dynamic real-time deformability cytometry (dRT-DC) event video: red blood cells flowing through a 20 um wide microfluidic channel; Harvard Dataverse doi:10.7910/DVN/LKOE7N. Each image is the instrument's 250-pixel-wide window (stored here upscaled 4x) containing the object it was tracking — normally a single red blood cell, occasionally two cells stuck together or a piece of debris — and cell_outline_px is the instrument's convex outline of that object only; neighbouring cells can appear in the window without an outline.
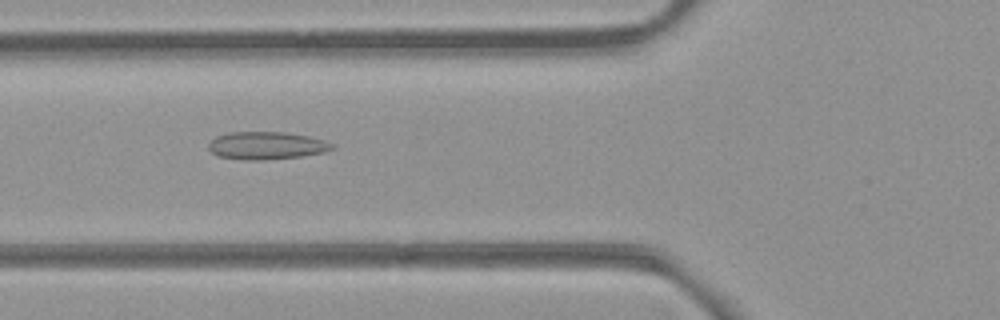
{"species": "common noctule bat (a hibernating species)", "species_latin": "Nyctalus noctula", "temperature_condition": "room temperature", "stored_images_in_passage": 36, "camera_frame_rate_fps": 3000, "um_per_image_px": 0.085, "animal": {"sex": "female", "body_mass_g": 21.9}, "frame": {"image": 1, "passage_image": 8, "time_ms": 2.333, "image_size_px": [1000, 320], "cell_outline_px": [[336, 148], [324, 152], [300, 156], [264, 160], [244, 160], [220, 156], [212, 152], [208, 148], [208, 144], [216, 136], [228, 132], [284, 132], [308, 136], [324, 140], [336, 144]], "centroid_in_image_um": [22.68, 12.37], "position_along_channel_um": 103.1, "area_um2": 19.94}}
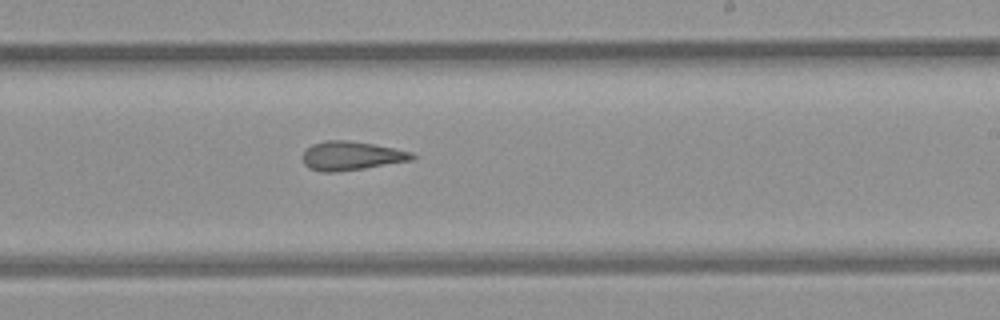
{"frame": {"image": 2, "passage_image": 20, "time_ms": 6.333, "image_size_px": [1000, 320], "cell_outline_px": [[416, 156], [412, 160], [364, 168], [336, 172], [320, 172], [308, 168], [304, 164], [300, 156], [312, 144], [324, 140], [344, 140], [372, 144], [412, 152]], "centroid_in_image_um": [29.8, 13.25], "position_along_channel_um": 259.2, "area_um2": 18.38}}
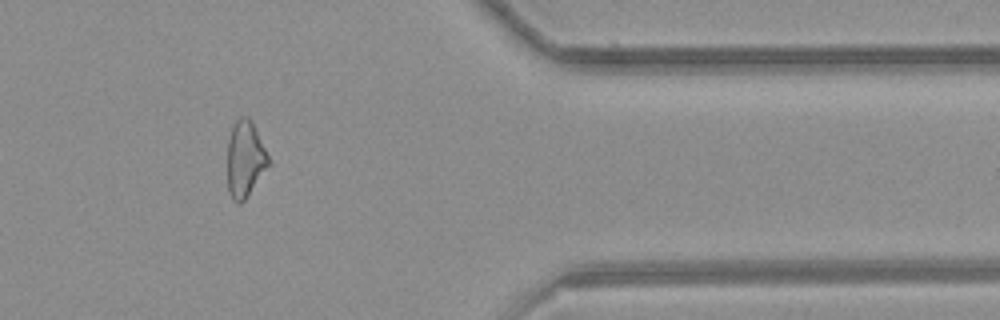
{"frame": {"image": 3, "passage_image": 32, "time_ms": 10.333, "image_size_px": [1000, 320], "cell_outline_px": [[272, 164], [244, 200], [240, 204], [236, 204], [232, 200], [228, 192], [228, 140], [232, 128], [236, 120], [240, 116], [248, 116], [252, 120]], "centroid_in_image_um": [20.85, 13.54], "position_along_channel_um": 390.5, "area_um2": 18.55}, "authors_computed_cell_mechanics": {"area_um2": 18.5538, "velocity_mm_per_s": 3.8815, "shape_relaxation_time_tau1_ms": null, "shape_relaxation_time_tau2_ms": 3.7161, "deformation_change_tau1": null, "deformation_change_tau2": 0.1236}}